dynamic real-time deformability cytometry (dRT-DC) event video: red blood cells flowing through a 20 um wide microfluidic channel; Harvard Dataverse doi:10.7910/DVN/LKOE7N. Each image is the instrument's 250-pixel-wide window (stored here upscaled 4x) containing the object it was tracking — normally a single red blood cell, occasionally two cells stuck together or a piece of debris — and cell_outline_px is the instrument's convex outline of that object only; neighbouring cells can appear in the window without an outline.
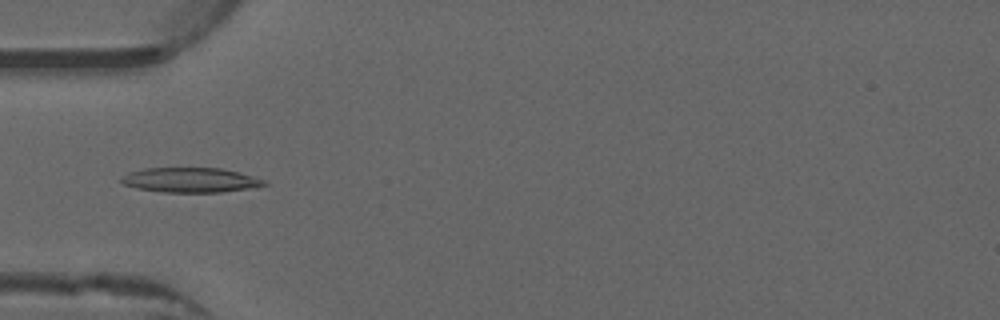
{"species": "common noctule bat (a hibernating species)", "species_latin": "Nyctalus noctula", "temperature_condition": "warm", "stored_images_in_passage": 52, "camera_frame_rate_fps": 3000, "um_per_image_px": 0.085, "animal": {"sex": "male", "forearm_length_mm": 52.5}, "frame": {"image": 1, "passage_image": 17, "time_ms": 5.333, "image_size_px": [1000, 320], "cell_outline_px": [[268, 184], [220, 192], [164, 192], [136, 188], [124, 184], [120, 180], [128, 172], [144, 168], [220, 168], [252, 176], [264, 180]], "centroid_in_image_um": [16.12, 15.29], "position_along_channel_um": 68.9, "area_um2": 20.17}}
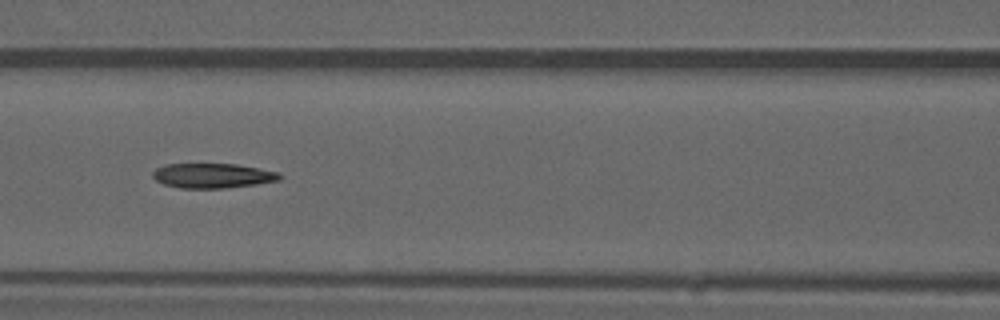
{"frame": {"image": 2, "passage_image": 23, "time_ms": 7.333, "image_size_px": [1000, 320], "cell_outline_px": [[284, 176], [280, 180], [256, 184], [224, 188], [180, 188], [164, 184], [156, 180], [152, 176], [152, 172], [156, 168], [164, 164], [236, 164], [280, 172]], "centroid_in_image_um": [18.09, 14.93], "position_along_channel_um": 148.5, "area_um2": 18.38}}
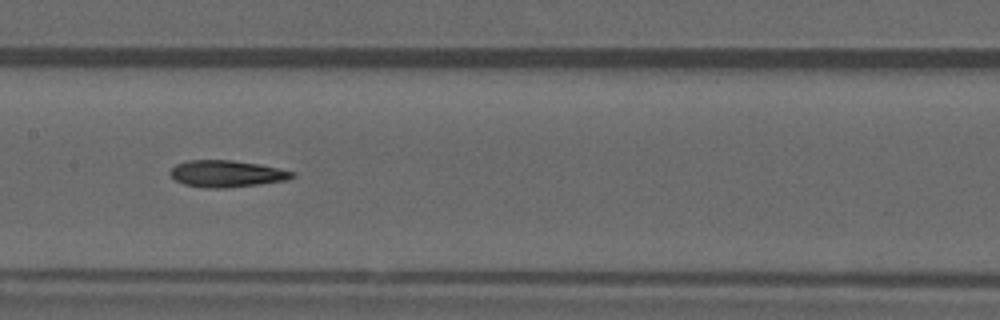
{"frame": {"image": 3, "passage_image": 26, "time_ms": 8.333, "image_size_px": [1000, 320], "cell_outline_px": [[296, 176], [284, 180], [260, 184], [228, 188], [204, 188], [184, 184], [176, 180], [168, 172], [176, 164], [188, 160], [232, 160], [260, 164], [280, 168], [296, 172]], "centroid_in_image_um": [19.28, 14.76], "position_along_channel_um": 188.1, "area_um2": 19.13}}